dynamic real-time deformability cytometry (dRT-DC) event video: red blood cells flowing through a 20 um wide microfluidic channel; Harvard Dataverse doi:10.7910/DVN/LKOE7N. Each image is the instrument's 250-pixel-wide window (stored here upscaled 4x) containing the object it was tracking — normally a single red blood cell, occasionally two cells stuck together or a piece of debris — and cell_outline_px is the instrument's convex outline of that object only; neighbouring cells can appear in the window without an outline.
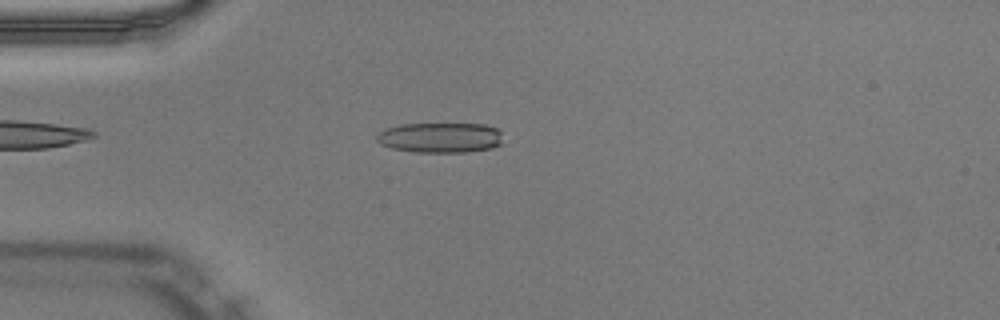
{"species": "Egyptian fruit bat (a non-hibernating species)", "species_latin": "Rousettus aegyptiacus", "temperature_condition": "warm", "stored_images_in_passage": 45, "camera_frame_rate_fps": 3000, "um_per_image_px": 0.085, "animal": {"sex": "male"}, "frame": {"image": 1, "passage_image": 9, "time_ms": 2.667, "image_size_px": [1000, 320], "cell_outline_px": [[500, 144], [492, 148], [464, 152], [416, 152], [392, 148], [380, 144], [376, 140], [376, 136], [384, 128], [400, 124], [484, 124], [496, 128], [500, 132]], "centroid_in_image_um": [37.38, 11.69], "position_along_channel_um": 47.6, "area_um2": 22.14}}
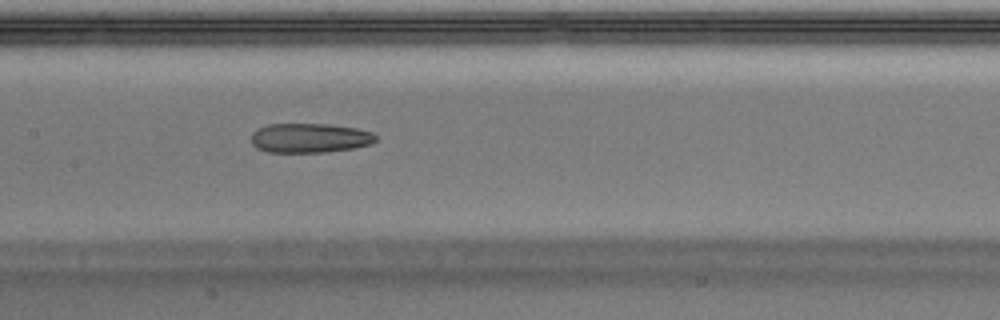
{"frame": {"image": 2, "passage_image": 20, "time_ms": 6.333, "image_size_px": [1000, 320], "cell_outline_px": [[376, 140], [372, 144], [352, 148], [328, 152], [268, 152], [256, 148], [252, 144], [252, 132], [268, 124], [332, 124], [356, 128], [372, 132], [376, 136]], "centroid_in_image_um": [26.34, 11.73], "position_along_channel_um": 181.1, "area_um2": 21.44}}
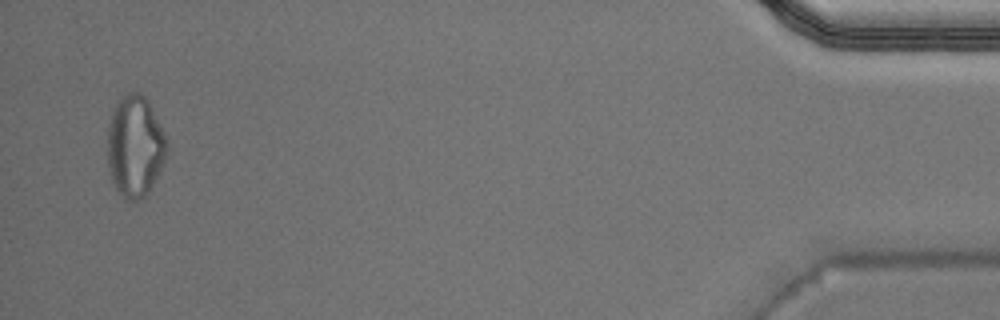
{"frame": {"image": 3, "passage_image": 44, "time_ms": 14.333, "image_size_px": [1000, 320], "cell_outline_px": [[168, 156], [160, 172], [148, 192], [140, 200], [128, 200], [116, 188], [112, 180], [108, 164], [108, 124], [112, 108], [116, 100], [128, 92], [140, 92], [148, 100], [164, 132], [168, 144]], "centroid_in_image_um": [11.49, 12.39], "position_along_channel_um": 423.7, "area_um2": 35.43}, "authors_computed_cell_mechanics": {"area_um2": 23.1778, "velocity_mm_per_s": 4.0499, "shape_relaxation_time_tau1_ms": null, "shape_relaxation_time_tau2_ms": 8.628, "deformation_change_tau1": null, "deformation_change_tau2": 0.2233}}